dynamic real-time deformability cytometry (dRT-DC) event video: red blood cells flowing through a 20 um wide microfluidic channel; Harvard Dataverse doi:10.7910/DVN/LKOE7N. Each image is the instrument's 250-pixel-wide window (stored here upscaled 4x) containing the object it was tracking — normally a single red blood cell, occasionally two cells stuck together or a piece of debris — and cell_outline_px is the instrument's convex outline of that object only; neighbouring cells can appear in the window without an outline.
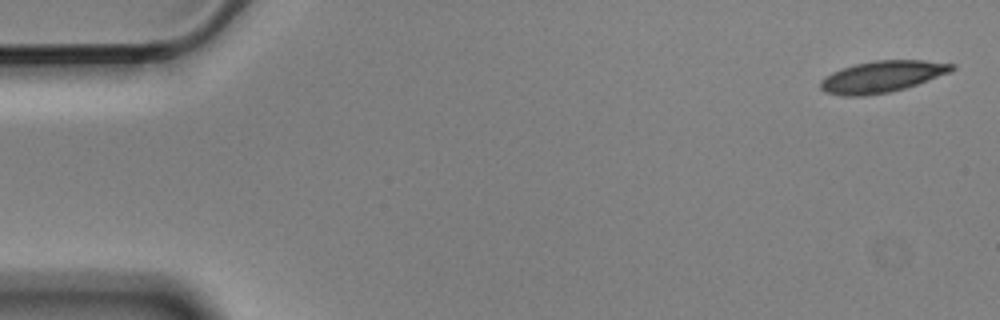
{"species": "Egyptian fruit bat (a non-hibernating species)", "species_latin": "Rousettus aegyptiacus", "temperature_condition": "cold", "stored_images_in_passage": 5, "camera_frame_rate_fps": 3000, "um_per_image_px": 0.085, "animal": {"sex": "male"}, "frame": {"image": 1, "passage_image": 1, "time_ms": 0.0, "image_size_px": [1000, 320], "cell_outline_px": [[956, 68], [948, 72], [916, 84], [904, 88], [888, 92], [864, 96], [840, 96], [824, 92], [820, 88], [820, 80], [824, 76], [840, 68], [856, 64], [876, 60], [924, 60], [956, 64]], "centroid_in_image_um": [74.91, 6.51], "position_along_channel_um": 10.1, "area_um2": 24.04}}
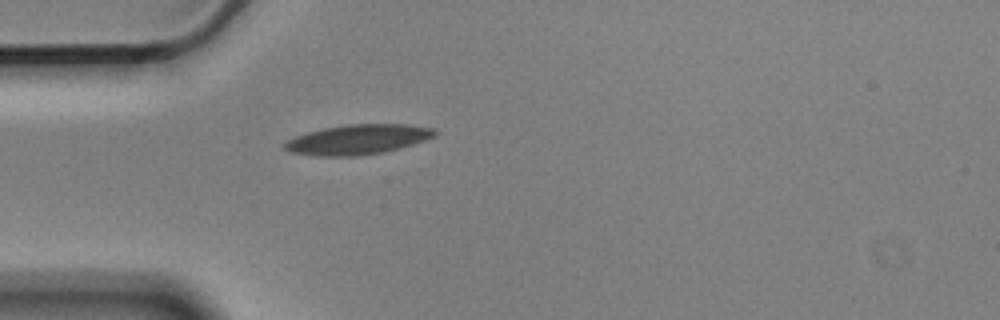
{"frame": {"image": 2, "passage_image": 5, "time_ms": 1.333, "image_size_px": [1000, 320], "cell_outline_px": [[440, 132], [436, 136], [412, 144], [384, 152], [356, 156], [312, 156], [292, 152], [284, 148], [284, 144], [288, 140], [296, 136], [308, 132], [324, 128], [348, 124], [408, 124], [436, 128]], "centroid_in_image_um": [30.47, 11.85], "position_along_channel_um": 54.5, "area_um2": 26.18}}